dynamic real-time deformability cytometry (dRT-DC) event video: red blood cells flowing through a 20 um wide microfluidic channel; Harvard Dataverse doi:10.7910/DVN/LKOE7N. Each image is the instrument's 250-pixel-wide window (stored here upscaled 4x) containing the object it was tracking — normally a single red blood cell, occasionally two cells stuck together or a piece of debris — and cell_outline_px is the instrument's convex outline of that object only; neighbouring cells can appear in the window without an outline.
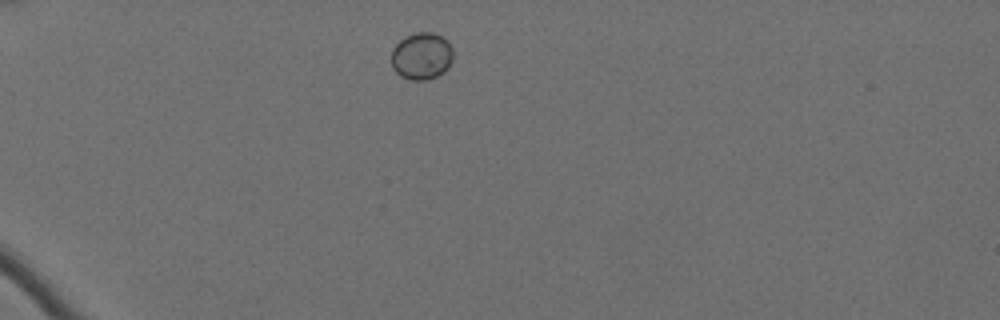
{"species": "Egyptian fruit bat (a non-hibernating species)", "species_latin": "Rousettus aegyptiacus", "temperature_condition": "cold", "stored_images_in_passage": 43, "camera_frame_rate_fps": 3000, "um_per_image_px": 0.085, "animal": {"sex": "female"}, "frame": {"image": 1, "passage_image": 1, "time_ms": 0.0, "image_size_px": [1000, 320], "cell_outline_px": [[452, 60], [448, 68], [444, 72], [436, 76], [424, 80], [412, 80], [400, 76], [392, 68], [392, 48], [404, 36], [416, 32], [432, 32], [448, 40], [452, 48]], "centroid_in_image_um": [35.83, 4.75], "position_along_channel_um": 49.2, "area_um2": 17.05}}
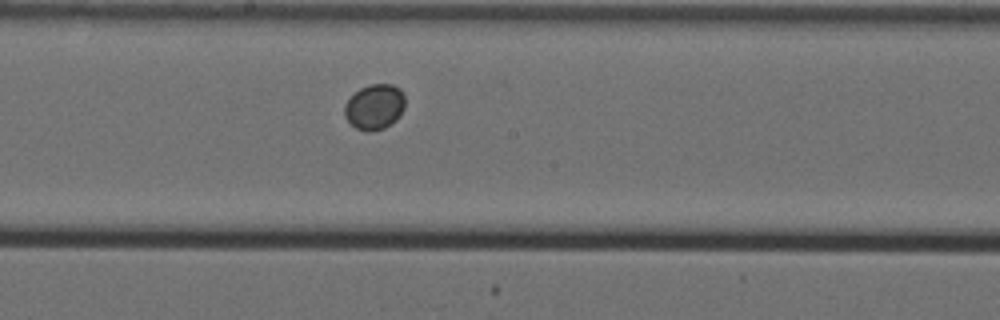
{"frame": {"image": 2, "passage_image": 19, "time_ms": 6.0, "image_size_px": [1000, 320], "cell_outline_px": [[404, 108], [400, 116], [396, 120], [384, 128], [372, 132], [368, 132], [356, 128], [344, 116], [344, 104], [360, 88], [368, 84], [392, 84], [400, 88], [404, 92]], "centroid_in_image_um": [31.85, 9.08], "position_along_channel_um": 216.3, "area_um2": 16.13}}
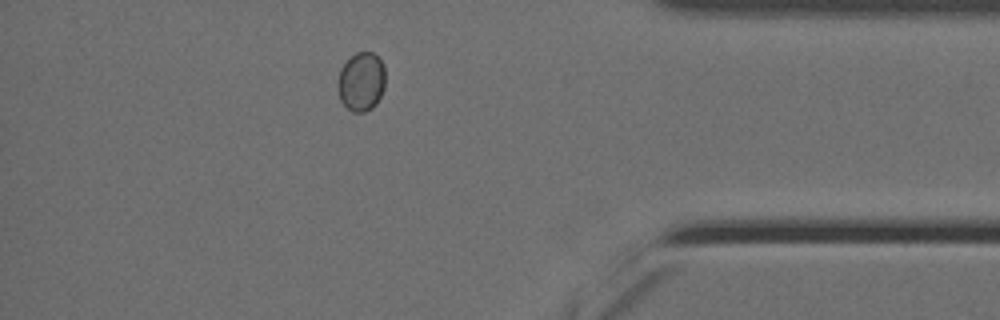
{"frame": {"image": 3, "passage_image": 37, "time_ms": 12.0, "image_size_px": [1000, 320], "cell_outline_px": [[384, 88], [376, 104], [372, 108], [364, 112], [352, 112], [340, 100], [340, 68], [356, 52], [372, 52], [384, 64]], "centroid_in_image_um": [30.74, 6.94], "position_along_channel_um": 404.5, "area_um2": 15.9}}